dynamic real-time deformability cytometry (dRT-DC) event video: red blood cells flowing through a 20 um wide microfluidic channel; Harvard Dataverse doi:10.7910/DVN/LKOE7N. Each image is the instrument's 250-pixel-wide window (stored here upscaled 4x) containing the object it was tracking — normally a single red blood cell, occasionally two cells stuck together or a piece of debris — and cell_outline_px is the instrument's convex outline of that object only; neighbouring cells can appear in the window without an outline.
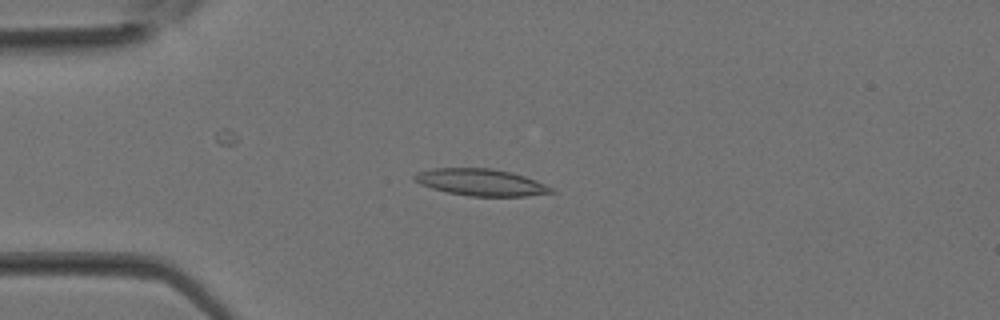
{"species": "Egyptian fruit bat (a non-hibernating species)", "species_latin": "Rousettus aegyptiacus", "temperature_condition": "room temperature", "stored_images_in_passage": 28, "camera_frame_rate_fps": 3000, "um_per_image_px": 0.085, "animal": {"sex": "female"}, "frame": {"image": 1, "passage_image": 1, "time_ms": 0.0, "image_size_px": [1000, 320], "cell_outline_px": [[556, 192], [524, 196], [468, 196], [448, 192], [432, 188], [420, 184], [412, 180], [412, 176], [416, 172], [432, 168], [488, 168], [508, 172], [524, 176], [536, 180], [552, 188]], "centroid_in_image_um": [40.82, 15.49], "position_along_channel_um": 44.2, "area_um2": 21.27}}
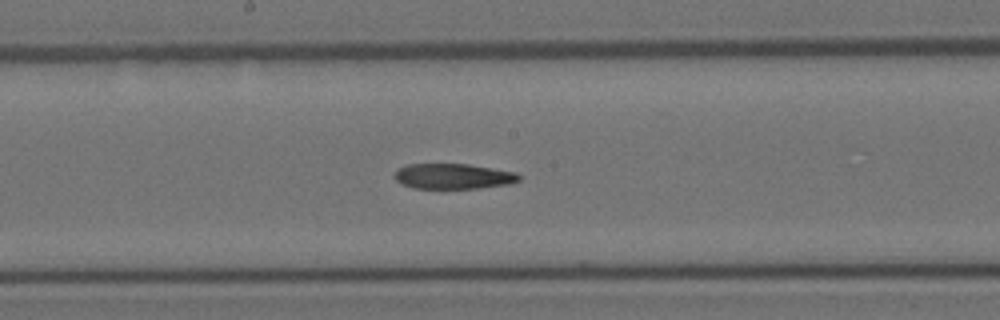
{"frame": {"image": 2, "passage_image": 11, "time_ms": 3.333, "image_size_px": [1000, 320], "cell_outline_px": [[520, 180], [508, 184], [480, 188], [412, 188], [396, 180], [392, 176], [396, 168], [408, 164], [468, 164], [516, 172], [520, 176]], "centroid_in_image_um": [38.49, 14.98], "position_along_channel_um": 209.7, "area_um2": 18.44}}
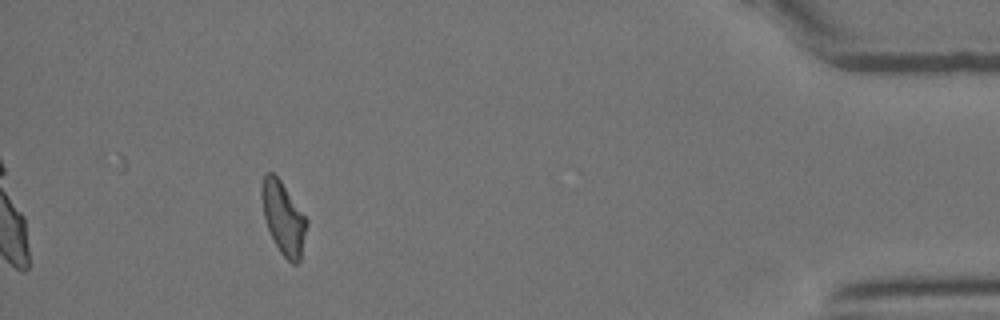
{"frame": {"image": 3, "passage_image": 25, "time_ms": 8.0, "image_size_px": [1000, 320], "cell_outline_px": [[308, 224], [300, 260], [296, 264], [292, 264], [280, 252], [268, 228], [264, 216], [260, 196], [260, 184], [264, 176], [268, 172], [272, 172], [280, 180], [308, 220]], "centroid_in_image_um": [24.08, 18.52], "position_along_channel_um": 411.1, "area_um2": 18.9}}